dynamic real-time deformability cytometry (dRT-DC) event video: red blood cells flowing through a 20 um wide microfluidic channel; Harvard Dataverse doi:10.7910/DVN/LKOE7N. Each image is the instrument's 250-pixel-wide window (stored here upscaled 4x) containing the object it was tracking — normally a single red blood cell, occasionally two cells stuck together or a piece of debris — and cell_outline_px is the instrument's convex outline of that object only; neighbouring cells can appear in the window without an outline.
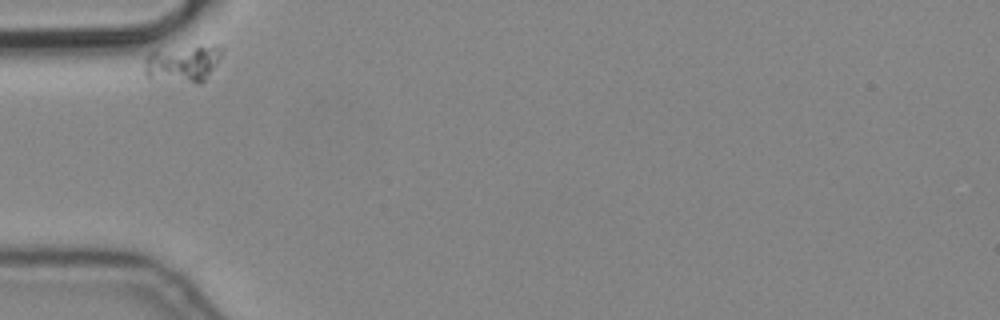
{"species": "common noctule bat (a hibernating species)", "species_latin": "Nyctalus noctula", "temperature_condition": "cold", "stored_images_in_passage": 1, "camera_frame_rate_fps": 3000, "um_per_image_px": 0.085, "animal": {"sex": "male", "body_mass_g": 19.2, "forearm_length_mm": 51.8}, "frame": {"image": 1, "passage_image": 1, "time_ms": 0.0, "image_size_px": [1000, 320], "cell_outline_px": [[224, 48], [220, 56], [204, 80], [200, 84], [148, 80], [144, 76], [144, 60], [152, 52], [200, 44], [216, 44]], "centroid_in_image_um": [15.5, 5.41], "position_along_channel_um": 69.5, "area_um2": 17.17}}